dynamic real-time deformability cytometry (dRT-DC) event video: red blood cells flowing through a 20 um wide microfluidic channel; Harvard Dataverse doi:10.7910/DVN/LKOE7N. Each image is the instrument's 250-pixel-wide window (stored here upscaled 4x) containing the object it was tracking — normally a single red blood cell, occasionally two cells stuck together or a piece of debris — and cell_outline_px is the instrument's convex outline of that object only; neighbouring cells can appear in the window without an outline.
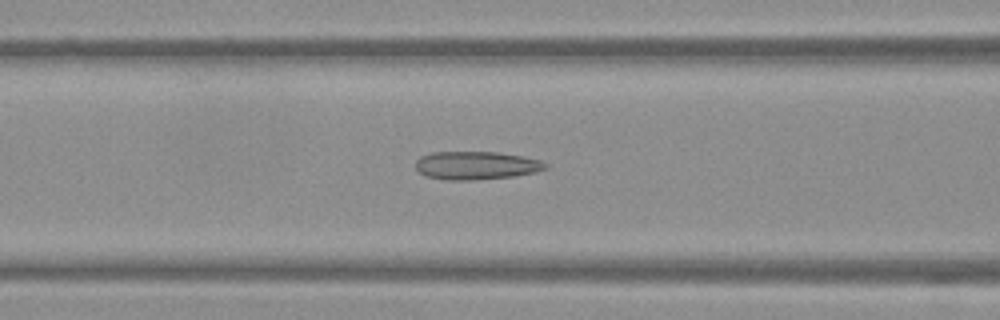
{"species": "Egyptian fruit bat (a non-hibernating species)", "species_latin": "Rousettus aegyptiacus", "temperature_condition": "warm", "stored_images_in_passage": 43, "camera_frame_rate_fps": 3000, "um_per_image_px": 0.085, "frame": {"image": 1, "passage_image": 12, "time_ms": 3.667, "image_size_px": [1000, 320], "cell_outline_px": [[548, 168], [536, 172], [516, 176], [472, 180], [444, 180], [424, 176], [416, 168], [416, 160], [420, 156], [432, 152], [496, 152], [524, 156], [540, 160], [548, 164]], "centroid_in_image_um": [40.48, 14.06], "position_along_channel_um": 126.1, "area_um2": 21.56}}
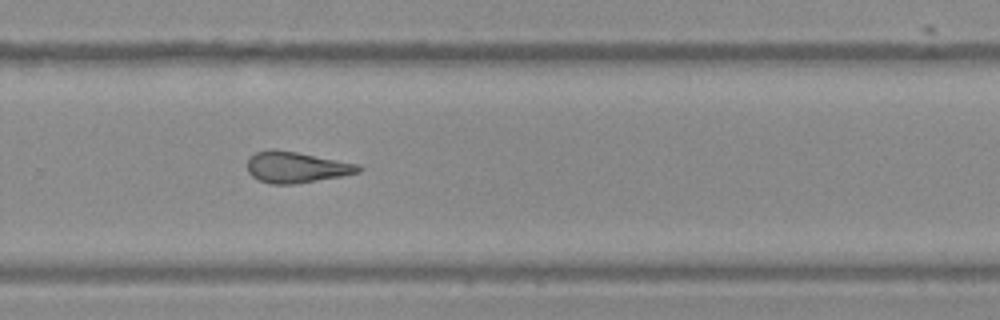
{"frame": {"image": 2, "passage_image": 26, "time_ms": 8.333, "image_size_px": [1000, 320], "cell_outline_px": [[364, 168], [360, 172], [340, 176], [296, 184], [272, 184], [260, 180], [252, 176], [248, 172], [248, 160], [256, 152], [268, 148], [276, 148], [356, 164]], "centroid_in_image_um": [25.15, 14.21], "position_along_channel_um": 304.7, "area_um2": 19.94}}
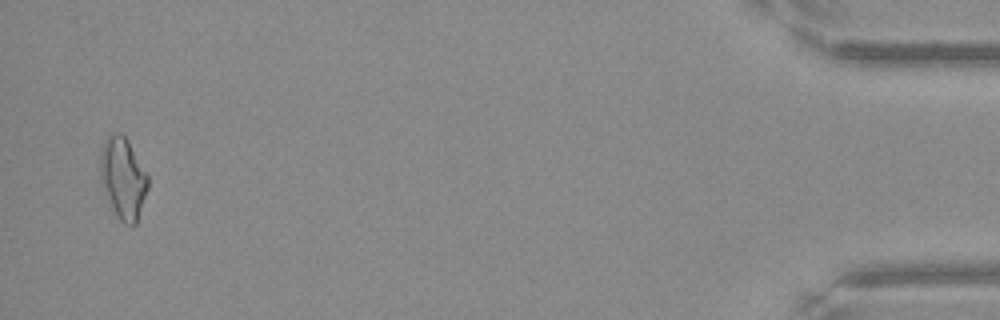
{"frame": {"image": 3, "passage_image": 42, "time_ms": 13.667, "image_size_px": [1000, 320], "cell_outline_px": [[148, 188], [136, 224], [124, 224], [120, 220], [112, 208], [100, 180], [100, 152], [104, 140], [108, 136], [116, 132], [120, 132], [128, 140], [148, 176]], "centroid_in_image_um": [10.45, 15.12], "position_along_channel_um": 424.8, "area_um2": 22.43}, "authors_computed_cell_mechanics": {"area_um2": 20.3456, "velocity_mm_per_s": 3.8266, "shape_relaxation_time_tau1_ms": null, "shape_relaxation_time_tau2_ms": 2.5282, "deformation_change_tau1": null, "deformation_change_tau2": 0.1358}}